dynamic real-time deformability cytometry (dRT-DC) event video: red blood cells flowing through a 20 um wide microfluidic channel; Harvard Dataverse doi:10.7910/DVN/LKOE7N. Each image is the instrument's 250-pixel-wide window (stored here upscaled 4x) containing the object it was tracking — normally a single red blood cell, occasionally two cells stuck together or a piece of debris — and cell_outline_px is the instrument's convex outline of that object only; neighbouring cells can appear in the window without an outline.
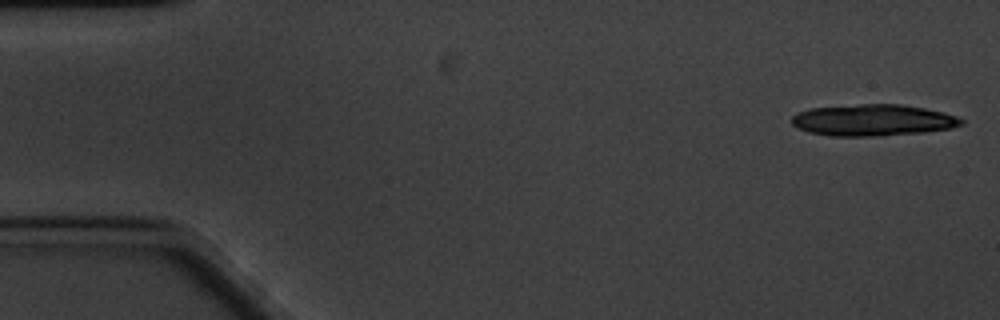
{"species": "common noctule bat (a hibernating species)", "species_latin": "Nyctalus noctula", "temperature_condition": "cold", "stored_images_in_passage": 10, "camera_frame_rate_fps": 3000, "um_per_image_px": 0.085, "animal": {"sex": "male", "body_mass_g": 20.1, "forearm_length_mm": 53.5}, "frame": {"image": 1, "passage_image": 1, "time_ms": 0.0, "image_size_px": [1000, 320], "cell_outline_px": [[964, 124], [948, 128], [924, 132], [872, 136], [832, 136], [808, 132], [796, 128], [792, 124], [792, 116], [796, 112], [812, 108], [860, 104], [900, 104], [924, 108], [944, 112], [956, 116], [964, 120]], "centroid_in_image_um": [74.17, 10.21], "position_along_channel_um": 10.8, "area_um2": 31.1}}